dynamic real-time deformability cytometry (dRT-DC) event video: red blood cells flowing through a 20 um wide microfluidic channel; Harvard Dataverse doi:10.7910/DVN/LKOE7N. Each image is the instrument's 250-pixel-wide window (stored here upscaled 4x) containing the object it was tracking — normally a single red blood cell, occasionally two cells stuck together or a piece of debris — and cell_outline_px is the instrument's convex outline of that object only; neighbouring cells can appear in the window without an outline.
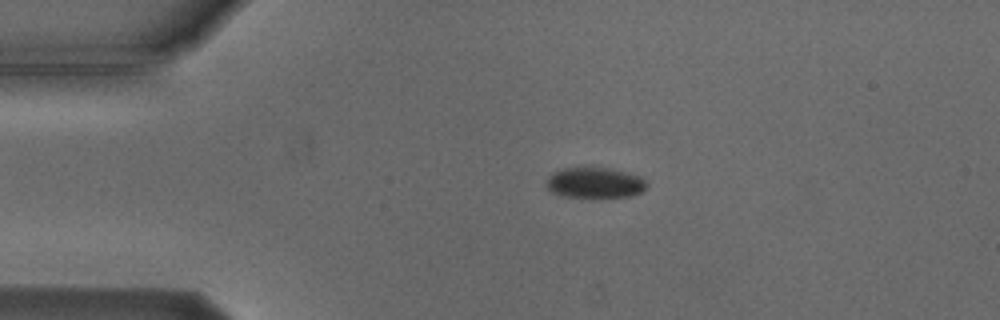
{"species": "Egyptian fruit bat (a non-hibernating species)", "species_latin": "Rousettus aegyptiacus", "temperature_condition": "cold", "stored_images_in_passage": 7, "camera_frame_rate_fps": 3000, "um_per_image_px": 0.085, "animal": {"sex": "male"}, "frame": {"image": 1, "passage_image": 2, "time_ms": 1.333, "image_size_px": [1000, 320], "cell_outline_px": [[648, 188], [632, 196], [564, 196], [552, 192], [544, 184], [548, 176], [552, 172], [564, 168], [612, 168], [628, 172], [640, 176], [648, 184]], "centroid_in_image_um": [50.57, 15.51], "position_along_channel_um": 34.4, "area_um2": 17.8}}
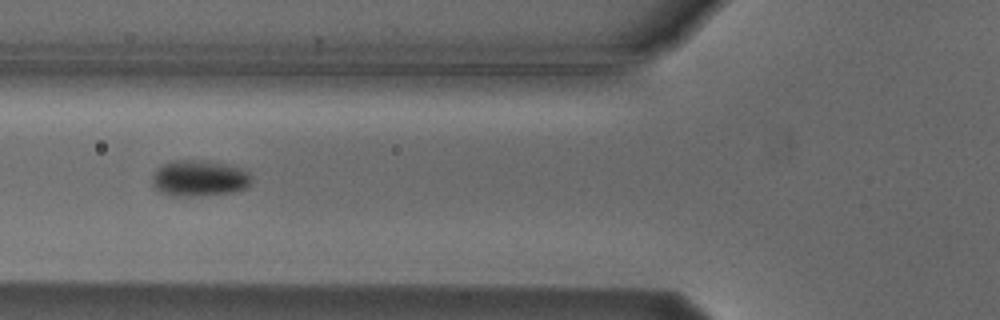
{"frame": {"image": 2, "passage_image": 4, "time_ms": 4.333, "image_size_px": [1000, 320], "cell_outline_px": [[252, 180], [248, 188], [232, 192], [200, 196], [168, 196], [160, 192], [152, 184], [152, 176], [156, 168], [172, 160], [188, 160], [228, 164], [240, 168], [248, 172], [252, 176]], "centroid_in_image_um": [16.93, 15.17], "position_along_channel_um": 108.9, "area_um2": 21.04}}
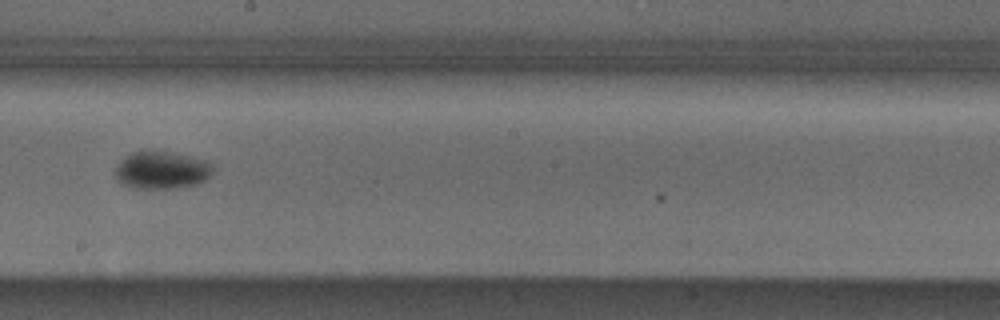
{"frame": {"image": 3, "passage_image": 7, "time_ms": 7.667, "image_size_px": [1000, 320], "cell_outline_px": [[212, 172], [204, 180], [196, 184], [172, 188], [132, 188], [116, 180], [112, 172], [116, 164], [120, 160], [132, 152], [168, 152], [192, 156], [208, 160], [212, 164]], "centroid_in_image_um": [13.69, 14.46], "position_along_channel_um": 234.5, "area_um2": 21.39}}